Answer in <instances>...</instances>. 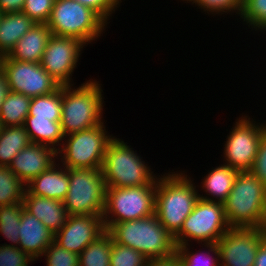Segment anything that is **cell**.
<instances>
[{"mask_svg": "<svg viewBox=\"0 0 266 266\" xmlns=\"http://www.w3.org/2000/svg\"><path fill=\"white\" fill-rule=\"evenodd\" d=\"M212 168L207 171L208 173L204 177L202 176V182L197 189L201 188L198 192L203 190L204 195L199 193V198L224 203L232 190L239 171L224 163Z\"/></svg>", "mask_w": 266, "mask_h": 266, "instance_id": "obj_20", "label": "cell"}, {"mask_svg": "<svg viewBox=\"0 0 266 266\" xmlns=\"http://www.w3.org/2000/svg\"><path fill=\"white\" fill-rule=\"evenodd\" d=\"M24 127L32 143L48 145L56 151L61 147L64 134L60 121H50L49 119L27 116Z\"/></svg>", "mask_w": 266, "mask_h": 266, "instance_id": "obj_23", "label": "cell"}, {"mask_svg": "<svg viewBox=\"0 0 266 266\" xmlns=\"http://www.w3.org/2000/svg\"><path fill=\"white\" fill-rule=\"evenodd\" d=\"M106 231L103 216L68 215L65 225L54 235V241L77 255Z\"/></svg>", "mask_w": 266, "mask_h": 266, "instance_id": "obj_15", "label": "cell"}, {"mask_svg": "<svg viewBox=\"0 0 266 266\" xmlns=\"http://www.w3.org/2000/svg\"><path fill=\"white\" fill-rule=\"evenodd\" d=\"M61 111L62 85L51 94L31 98L28 116L49 119L50 121H60Z\"/></svg>", "mask_w": 266, "mask_h": 266, "instance_id": "obj_28", "label": "cell"}, {"mask_svg": "<svg viewBox=\"0 0 266 266\" xmlns=\"http://www.w3.org/2000/svg\"><path fill=\"white\" fill-rule=\"evenodd\" d=\"M200 250H194L190 244L176 246V256L181 266H220L219 250L216 243L199 244ZM203 245V246H202ZM192 249V250H191ZM204 251H201V250Z\"/></svg>", "mask_w": 266, "mask_h": 266, "instance_id": "obj_25", "label": "cell"}, {"mask_svg": "<svg viewBox=\"0 0 266 266\" xmlns=\"http://www.w3.org/2000/svg\"><path fill=\"white\" fill-rule=\"evenodd\" d=\"M223 204L230 228H259L266 214V186L250 171L238 172Z\"/></svg>", "mask_w": 266, "mask_h": 266, "instance_id": "obj_5", "label": "cell"}, {"mask_svg": "<svg viewBox=\"0 0 266 266\" xmlns=\"http://www.w3.org/2000/svg\"><path fill=\"white\" fill-rule=\"evenodd\" d=\"M183 3L194 5L206 15L222 16L225 14L240 16L243 0H181ZM236 13V14H234Z\"/></svg>", "mask_w": 266, "mask_h": 266, "instance_id": "obj_32", "label": "cell"}, {"mask_svg": "<svg viewBox=\"0 0 266 266\" xmlns=\"http://www.w3.org/2000/svg\"><path fill=\"white\" fill-rule=\"evenodd\" d=\"M105 123L64 136L57 150V162L67 169L101 168L110 141L114 138Z\"/></svg>", "mask_w": 266, "mask_h": 266, "instance_id": "obj_7", "label": "cell"}, {"mask_svg": "<svg viewBox=\"0 0 266 266\" xmlns=\"http://www.w3.org/2000/svg\"><path fill=\"white\" fill-rule=\"evenodd\" d=\"M69 188V169L55 162L26 185L25 195H36L63 201Z\"/></svg>", "mask_w": 266, "mask_h": 266, "instance_id": "obj_18", "label": "cell"}, {"mask_svg": "<svg viewBox=\"0 0 266 266\" xmlns=\"http://www.w3.org/2000/svg\"><path fill=\"white\" fill-rule=\"evenodd\" d=\"M156 184L107 187L103 222L108 231L114 224L155 214Z\"/></svg>", "mask_w": 266, "mask_h": 266, "instance_id": "obj_9", "label": "cell"}, {"mask_svg": "<svg viewBox=\"0 0 266 266\" xmlns=\"http://www.w3.org/2000/svg\"><path fill=\"white\" fill-rule=\"evenodd\" d=\"M128 144L116 136L108 144L101 167L106 187L126 188L156 184L159 175Z\"/></svg>", "mask_w": 266, "mask_h": 266, "instance_id": "obj_4", "label": "cell"}, {"mask_svg": "<svg viewBox=\"0 0 266 266\" xmlns=\"http://www.w3.org/2000/svg\"><path fill=\"white\" fill-rule=\"evenodd\" d=\"M34 24L36 23L22 11L3 13L0 19V57L8 55Z\"/></svg>", "mask_w": 266, "mask_h": 266, "instance_id": "obj_22", "label": "cell"}, {"mask_svg": "<svg viewBox=\"0 0 266 266\" xmlns=\"http://www.w3.org/2000/svg\"><path fill=\"white\" fill-rule=\"evenodd\" d=\"M9 92L10 88L6 74L0 67V108Z\"/></svg>", "mask_w": 266, "mask_h": 266, "instance_id": "obj_41", "label": "cell"}, {"mask_svg": "<svg viewBox=\"0 0 266 266\" xmlns=\"http://www.w3.org/2000/svg\"><path fill=\"white\" fill-rule=\"evenodd\" d=\"M149 259L135 249L116 243L112 238L110 266H146Z\"/></svg>", "mask_w": 266, "mask_h": 266, "instance_id": "obj_33", "label": "cell"}, {"mask_svg": "<svg viewBox=\"0 0 266 266\" xmlns=\"http://www.w3.org/2000/svg\"><path fill=\"white\" fill-rule=\"evenodd\" d=\"M106 189L101 168L69 169V188L63 200L68 215L103 216Z\"/></svg>", "mask_w": 266, "mask_h": 266, "instance_id": "obj_8", "label": "cell"}, {"mask_svg": "<svg viewBox=\"0 0 266 266\" xmlns=\"http://www.w3.org/2000/svg\"><path fill=\"white\" fill-rule=\"evenodd\" d=\"M36 260L18 246L0 244V266H29Z\"/></svg>", "mask_w": 266, "mask_h": 266, "instance_id": "obj_36", "label": "cell"}, {"mask_svg": "<svg viewBox=\"0 0 266 266\" xmlns=\"http://www.w3.org/2000/svg\"><path fill=\"white\" fill-rule=\"evenodd\" d=\"M46 260V266H79V255L67 251L53 241L41 258Z\"/></svg>", "mask_w": 266, "mask_h": 266, "instance_id": "obj_34", "label": "cell"}, {"mask_svg": "<svg viewBox=\"0 0 266 266\" xmlns=\"http://www.w3.org/2000/svg\"><path fill=\"white\" fill-rule=\"evenodd\" d=\"M25 0H0V11L2 13L21 12Z\"/></svg>", "mask_w": 266, "mask_h": 266, "instance_id": "obj_39", "label": "cell"}, {"mask_svg": "<svg viewBox=\"0 0 266 266\" xmlns=\"http://www.w3.org/2000/svg\"><path fill=\"white\" fill-rule=\"evenodd\" d=\"M86 45L74 37L51 35L40 65L60 85H75L72 74L78 67L79 58ZM84 47V48H83ZM75 83V84H74Z\"/></svg>", "mask_w": 266, "mask_h": 266, "instance_id": "obj_13", "label": "cell"}, {"mask_svg": "<svg viewBox=\"0 0 266 266\" xmlns=\"http://www.w3.org/2000/svg\"><path fill=\"white\" fill-rule=\"evenodd\" d=\"M254 266H266V243L264 241L257 249Z\"/></svg>", "mask_w": 266, "mask_h": 266, "instance_id": "obj_42", "label": "cell"}, {"mask_svg": "<svg viewBox=\"0 0 266 266\" xmlns=\"http://www.w3.org/2000/svg\"><path fill=\"white\" fill-rule=\"evenodd\" d=\"M31 143L24 125L2 127L0 132V165L8 167L14 157Z\"/></svg>", "mask_w": 266, "mask_h": 266, "instance_id": "obj_24", "label": "cell"}, {"mask_svg": "<svg viewBox=\"0 0 266 266\" xmlns=\"http://www.w3.org/2000/svg\"><path fill=\"white\" fill-rule=\"evenodd\" d=\"M112 235L106 230L79 255V266H110Z\"/></svg>", "mask_w": 266, "mask_h": 266, "instance_id": "obj_27", "label": "cell"}, {"mask_svg": "<svg viewBox=\"0 0 266 266\" xmlns=\"http://www.w3.org/2000/svg\"><path fill=\"white\" fill-rule=\"evenodd\" d=\"M54 241V234L35 216L22 211L18 247L36 261Z\"/></svg>", "mask_w": 266, "mask_h": 266, "instance_id": "obj_17", "label": "cell"}, {"mask_svg": "<svg viewBox=\"0 0 266 266\" xmlns=\"http://www.w3.org/2000/svg\"><path fill=\"white\" fill-rule=\"evenodd\" d=\"M250 172L266 186V133L261 139L258 152Z\"/></svg>", "mask_w": 266, "mask_h": 266, "instance_id": "obj_38", "label": "cell"}, {"mask_svg": "<svg viewBox=\"0 0 266 266\" xmlns=\"http://www.w3.org/2000/svg\"><path fill=\"white\" fill-rule=\"evenodd\" d=\"M26 185L7 166L0 165V205L23 202Z\"/></svg>", "mask_w": 266, "mask_h": 266, "instance_id": "obj_30", "label": "cell"}, {"mask_svg": "<svg viewBox=\"0 0 266 266\" xmlns=\"http://www.w3.org/2000/svg\"><path fill=\"white\" fill-rule=\"evenodd\" d=\"M0 67L14 93L33 98L51 94L61 87L40 63L17 61L5 55L0 57Z\"/></svg>", "mask_w": 266, "mask_h": 266, "instance_id": "obj_12", "label": "cell"}, {"mask_svg": "<svg viewBox=\"0 0 266 266\" xmlns=\"http://www.w3.org/2000/svg\"><path fill=\"white\" fill-rule=\"evenodd\" d=\"M229 228L224 204L199 198L193 211L184 220L180 232L174 237V242L176 246L217 243Z\"/></svg>", "mask_w": 266, "mask_h": 266, "instance_id": "obj_10", "label": "cell"}, {"mask_svg": "<svg viewBox=\"0 0 266 266\" xmlns=\"http://www.w3.org/2000/svg\"><path fill=\"white\" fill-rule=\"evenodd\" d=\"M262 241L259 228H229L216 243L220 266H254Z\"/></svg>", "mask_w": 266, "mask_h": 266, "instance_id": "obj_14", "label": "cell"}, {"mask_svg": "<svg viewBox=\"0 0 266 266\" xmlns=\"http://www.w3.org/2000/svg\"><path fill=\"white\" fill-rule=\"evenodd\" d=\"M24 209L41 221L54 235L68 218L63 201L36 195H24Z\"/></svg>", "mask_w": 266, "mask_h": 266, "instance_id": "obj_19", "label": "cell"}, {"mask_svg": "<svg viewBox=\"0 0 266 266\" xmlns=\"http://www.w3.org/2000/svg\"><path fill=\"white\" fill-rule=\"evenodd\" d=\"M31 98L20 93L9 92L0 108L3 127L24 125L29 114Z\"/></svg>", "mask_w": 266, "mask_h": 266, "instance_id": "obj_26", "label": "cell"}, {"mask_svg": "<svg viewBox=\"0 0 266 266\" xmlns=\"http://www.w3.org/2000/svg\"><path fill=\"white\" fill-rule=\"evenodd\" d=\"M95 11L108 25L115 11L119 10L122 0H76ZM111 17V18H110Z\"/></svg>", "mask_w": 266, "mask_h": 266, "instance_id": "obj_37", "label": "cell"}, {"mask_svg": "<svg viewBox=\"0 0 266 266\" xmlns=\"http://www.w3.org/2000/svg\"><path fill=\"white\" fill-rule=\"evenodd\" d=\"M251 31L266 32V0H243L239 16Z\"/></svg>", "mask_w": 266, "mask_h": 266, "instance_id": "obj_31", "label": "cell"}, {"mask_svg": "<svg viewBox=\"0 0 266 266\" xmlns=\"http://www.w3.org/2000/svg\"><path fill=\"white\" fill-rule=\"evenodd\" d=\"M257 122L247 113L237 117L223 145L221 156L224 164L239 172L250 171L261 139L266 133V121Z\"/></svg>", "mask_w": 266, "mask_h": 266, "instance_id": "obj_11", "label": "cell"}, {"mask_svg": "<svg viewBox=\"0 0 266 266\" xmlns=\"http://www.w3.org/2000/svg\"><path fill=\"white\" fill-rule=\"evenodd\" d=\"M146 266H181L176 255L170 258L149 260Z\"/></svg>", "mask_w": 266, "mask_h": 266, "instance_id": "obj_40", "label": "cell"}, {"mask_svg": "<svg viewBox=\"0 0 266 266\" xmlns=\"http://www.w3.org/2000/svg\"><path fill=\"white\" fill-rule=\"evenodd\" d=\"M259 229L261 231L263 241L266 243V214L263 217V221L261 222Z\"/></svg>", "mask_w": 266, "mask_h": 266, "instance_id": "obj_43", "label": "cell"}, {"mask_svg": "<svg viewBox=\"0 0 266 266\" xmlns=\"http://www.w3.org/2000/svg\"><path fill=\"white\" fill-rule=\"evenodd\" d=\"M108 232L116 243L139 251L149 260L176 254L174 237L162 226L156 214L116 223Z\"/></svg>", "mask_w": 266, "mask_h": 266, "instance_id": "obj_3", "label": "cell"}, {"mask_svg": "<svg viewBox=\"0 0 266 266\" xmlns=\"http://www.w3.org/2000/svg\"><path fill=\"white\" fill-rule=\"evenodd\" d=\"M100 81L85 80L77 87L62 85L61 128L64 136L105 122L104 92ZM104 104V105H103Z\"/></svg>", "mask_w": 266, "mask_h": 266, "instance_id": "obj_2", "label": "cell"}, {"mask_svg": "<svg viewBox=\"0 0 266 266\" xmlns=\"http://www.w3.org/2000/svg\"><path fill=\"white\" fill-rule=\"evenodd\" d=\"M2 127H3V126H2L1 121H0V132H1V130H2Z\"/></svg>", "mask_w": 266, "mask_h": 266, "instance_id": "obj_44", "label": "cell"}, {"mask_svg": "<svg viewBox=\"0 0 266 266\" xmlns=\"http://www.w3.org/2000/svg\"><path fill=\"white\" fill-rule=\"evenodd\" d=\"M51 35L47 24H34L7 56L17 61L40 63Z\"/></svg>", "mask_w": 266, "mask_h": 266, "instance_id": "obj_21", "label": "cell"}, {"mask_svg": "<svg viewBox=\"0 0 266 266\" xmlns=\"http://www.w3.org/2000/svg\"><path fill=\"white\" fill-rule=\"evenodd\" d=\"M57 162V151L44 144L31 143L21 150L8 166L27 185Z\"/></svg>", "mask_w": 266, "mask_h": 266, "instance_id": "obj_16", "label": "cell"}, {"mask_svg": "<svg viewBox=\"0 0 266 266\" xmlns=\"http://www.w3.org/2000/svg\"><path fill=\"white\" fill-rule=\"evenodd\" d=\"M46 24L53 35L77 38L86 47L101 38L108 28L95 11L76 0H55Z\"/></svg>", "mask_w": 266, "mask_h": 266, "instance_id": "obj_6", "label": "cell"}, {"mask_svg": "<svg viewBox=\"0 0 266 266\" xmlns=\"http://www.w3.org/2000/svg\"><path fill=\"white\" fill-rule=\"evenodd\" d=\"M55 0H25L22 12L36 24H46L50 18Z\"/></svg>", "mask_w": 266, "mask_h": 266, "instance_id": "obj_35", "label": "cell"}, {"mask_svg": "<svg viewBox=\"0 0 266 266\" xmlns=\"http://www.w3.org/2000/svg\"><path fill=\"white\" fill-rule=\"evenodd\" d=\"M197 187L194 178L185 170L173 169L157 179L155 214L173 237L180 232L184 220L199 200Z\"/></svg>", "mask_w": 266, "mask_h": 266, "instance_id": "obj_1", "label": "cell"}, {"mask_svg": "<svg viewBox=\"0 0 266 266\" xmlns=\"http://www.w3.org/2000/svg\"><path fill=\"white\" fill-rule=\"evenodd\" d=\"M23 209V202L12 205H0V235H2L0 237L11 242L10 244L4 243L3 245H19V228Z\"/></svg>", "mask_w": 266, "mask_h": 266, "instance_id": "obj_29", "label": "cell"}]
</instances>
